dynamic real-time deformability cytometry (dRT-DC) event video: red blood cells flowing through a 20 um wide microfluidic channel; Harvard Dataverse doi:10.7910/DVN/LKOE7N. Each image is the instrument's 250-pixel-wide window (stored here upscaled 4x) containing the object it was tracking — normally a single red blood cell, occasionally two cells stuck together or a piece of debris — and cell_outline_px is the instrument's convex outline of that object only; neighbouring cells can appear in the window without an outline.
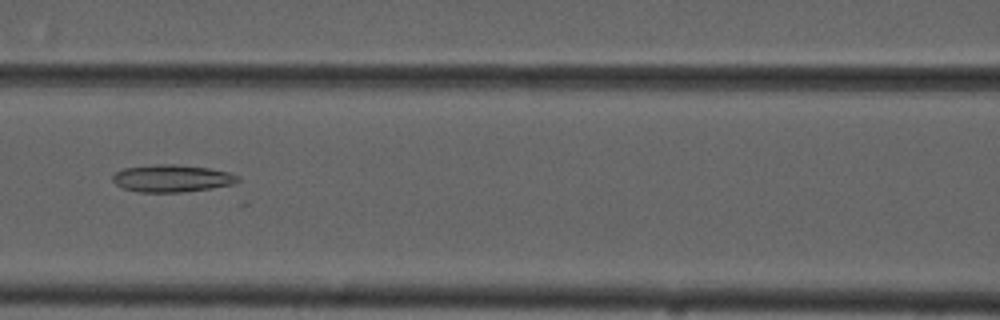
{"species": "common noctule bat (a hibernating species)", "species_latin": "Nyctalus noctula", "temperature_condition": "cold", "stored_images_in_passage": 37, "camera_frame_rate_fps": 3000, "um_per_image_px": 0.085, "animal": {"sex": "male", "forearm_length_mm": 52.5}, "frame": {"image": 1, "passage_image": 7, "time_ms": 2.0, "image_size_px": [1000, 320], "cell_outline_px": [[240, 180], [232, 184], [212, 188], [184, 192], [140, 192], [124, 188], [116, 184], [112, 180], [112, 176], [116, 172], [124, 168], [156, 164], [172, 164], [208, 168], [228, 172], [240, 176]], "centroid_in_image_um": [14.62, 15.16], "position_along_channel_um": 152.0, "area_um2": 19.83}}
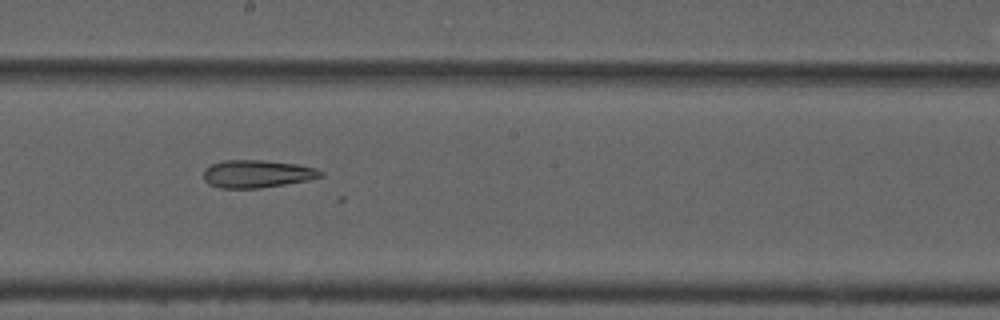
{"frame": {"image": 2, "passage_image": 13, "time_ms": 4.0, "image_size_px": [1000, 320], "cell_outline_px": [[324, 176], [308, 180], [260, 188], [220, 188], [208, 184], [204, 180], [204, 168], [212, 164], [224, 160], [264, 160], [296, 164], [316, 168], [324, 172]], "centroid_in_image_um": [21.85, 14.77], "position_along_channel_um": 226.4, "area_um2": 18.96}}
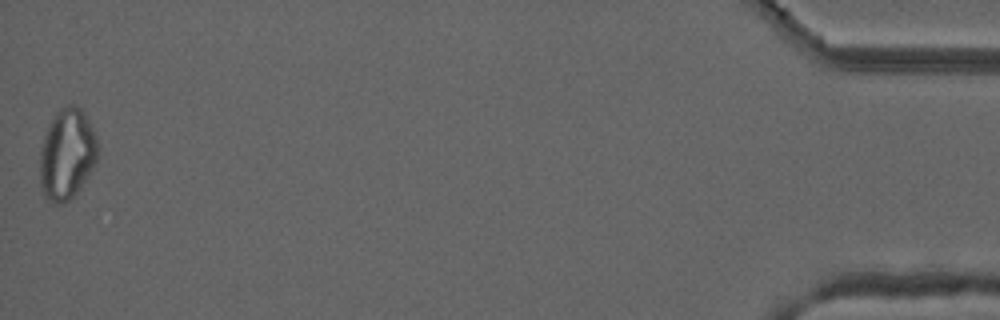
{"frame": {"image": 3, "passage_image": 37, "time_ms": 12.0, "image_size_px": [1000, 320], "cell_outline_px": [[96, 160], [92, 168], [80, 188], [64, 204], [52, 204], [44, 196], [40, 184], [40, 152], [44, 136], [48, 124], [56, 112], [60, 108], [68, 104], [76, 104], [84, 112], [96, 136]], "centroid_in_image_um": [5.66, 13.1], "position_along_channel_um": 429.5, "area_um2": 30.52}}